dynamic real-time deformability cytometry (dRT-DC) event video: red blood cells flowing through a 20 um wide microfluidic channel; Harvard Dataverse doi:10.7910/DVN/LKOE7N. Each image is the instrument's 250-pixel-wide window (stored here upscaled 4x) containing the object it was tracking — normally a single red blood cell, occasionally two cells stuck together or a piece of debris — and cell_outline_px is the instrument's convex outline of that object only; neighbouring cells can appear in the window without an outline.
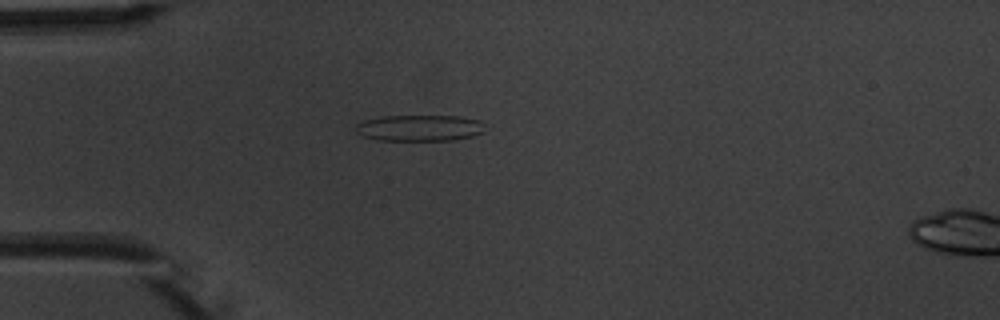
{"species": "common noctule bat (a hibernating species)", "species_latin": "Nyctalus noctula", "temperature_condition": "warm", "stored_images_in_passage": 6, "camera_frame_rate_fps": 3000, "um_per_image_px": 0.085, "animal": {"sex": "male", "body_mass_g": 20.1, "forearm_length_mm": 53.5}, "frame": {"image": 1, "passage_image": 5, "time_ms": 4.667, "image_size_px": [1000, 320], "cell_outline_px": [[484, 132], [472, 136], [452, 140], [376, 140], [364, 136], [356, 132], [356, 124], [364, 120], [380, 116], [456, 116], [480, 120]], "centroid_in_image_um": [35.63, 10.87], "position_along_channel_um": 49.4, "area_um2": 19.65}}